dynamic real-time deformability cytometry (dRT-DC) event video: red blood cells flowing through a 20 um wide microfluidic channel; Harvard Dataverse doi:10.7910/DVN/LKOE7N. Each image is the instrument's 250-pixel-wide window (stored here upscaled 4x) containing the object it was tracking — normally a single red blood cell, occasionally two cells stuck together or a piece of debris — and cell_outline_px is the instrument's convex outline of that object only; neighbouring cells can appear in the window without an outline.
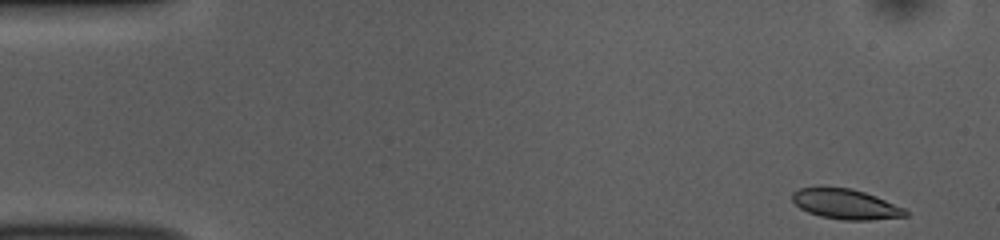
{"species": "common noctule bat (a hibernating species)", "species_latin": "Nyctalus noctula", "temperature_condition": "room temperature", "stored_images_in_passage": 50, "camera_frame_rate_fps": 3000, "um_per_image_px": 0.085, "animal": {"sex": "female", "body_mass_g": 10.0, "forearm_length_mm": 53.1}, "frame": {"image": 1, "passage_image": 1, "time_ms": 0.0, "image_size_px": [1000, 240], "cell_outline_px": [[908, 216], [868, 220], [844, 220], [820, 216], [808, 212], [800, 208], [792, 200], [792, 192], [800, 188], [820, 184], [852, 188], [876, 196], [904, 208], [908, 212]], "centroid_in_image_um": [71.82, 17.3], "position_along_channel_um": 13.2, "area_um2": 20.35}}
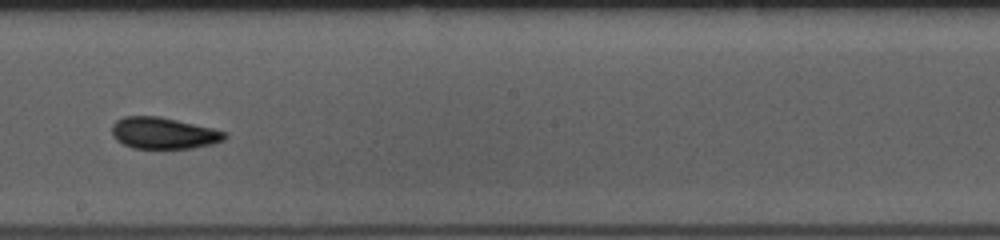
{"frame": {"image": 2, "passage_image": 27, "time_ms": 8.667, "image_size_px": [1000, 240], "cell_outline_px": [[228, 136], [224, 140], [212, 144], [192, 148], [132, 148], [116, 140], [112, 136], [112, 124], [116, 120], [124, 116], [160, 116], [212, 128], [228, 132]], "centroid_in_image_um": [13.9, 11.31], "position_along_channel_um": 234.3, "area_um2": 20.81}}
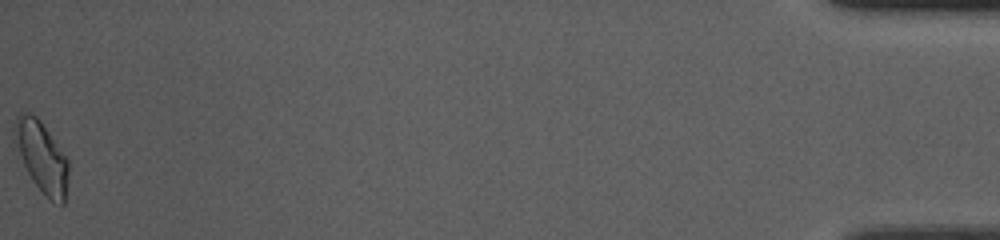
{"frame": {"image": 3, "passage_image": 50, "time_ms": 16.333, "image_size_px": [1000, 240], "cell_outline_px": [[68, 172], [64, 204], [60, 204], [52, 200], [32, 180], [12, 140], [12, 128], [16, 116], [20, 112], [28, 112], [36, 116], [40, 120], [68, 160]], "centroid_in_image_um": [3.49, 13.25], "position_along_channel_um": 431.7, "area_um2": 21.96}, "authors_computed_cell_mechanics": {"area_um2": 20.3745, "velocity_mm_per_s": 3.8419, "shape_relaxation_time_tau1_ms": 3.2244, "shape_relaxation_time_tau2_ms": 1.7229, "deformation_change_tau1": 0.1004, "deformation_change_tau2": 0.0531}}